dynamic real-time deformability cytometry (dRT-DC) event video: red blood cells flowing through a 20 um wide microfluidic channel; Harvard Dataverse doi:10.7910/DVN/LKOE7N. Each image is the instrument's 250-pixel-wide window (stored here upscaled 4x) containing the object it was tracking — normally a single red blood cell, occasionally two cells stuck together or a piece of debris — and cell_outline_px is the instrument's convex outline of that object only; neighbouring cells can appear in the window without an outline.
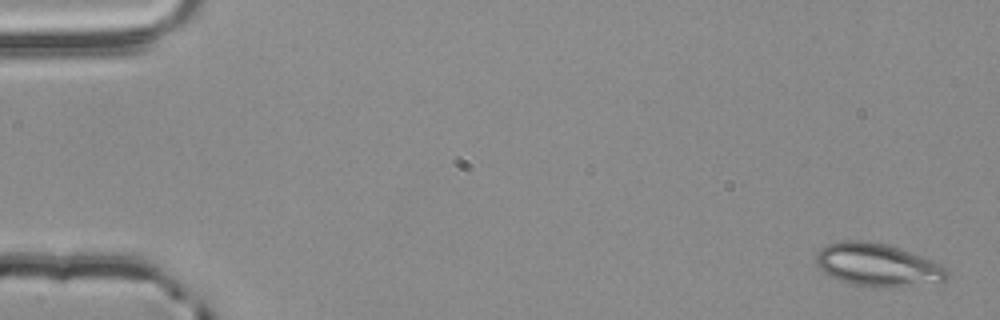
{"species": "common noctule bat (a hibernating species)", "species_latin": "Nyctalus noctula", "temperature_condition": "room temperature", "stored_images_in_passage": 4, "segment_of_instrument_passage": [1, 2], "camera_frame_rate_fps": 3000, "um_per_image_px": 0.085, "animal": {"sex": "male", "body_mass_g": 20.4}, "frame": {"image": 1, "passage_image": 1, "time_ms": 0.0, "image_size_px": [1000, 320], "cell_outline_px": [[948, 280], [940, 284], [884, 288], [848, 284], [824, 272], [816, 264], [816, 252], [820, 248], [828, 244], [844, 240], [864, 240], [884, 244], [900, 248], [940, 264], [948, 268]], "centroid_in_image_um": [74.65, 22.55], "position_along_channel_um": 10.4, "area_um2": 33.23}}